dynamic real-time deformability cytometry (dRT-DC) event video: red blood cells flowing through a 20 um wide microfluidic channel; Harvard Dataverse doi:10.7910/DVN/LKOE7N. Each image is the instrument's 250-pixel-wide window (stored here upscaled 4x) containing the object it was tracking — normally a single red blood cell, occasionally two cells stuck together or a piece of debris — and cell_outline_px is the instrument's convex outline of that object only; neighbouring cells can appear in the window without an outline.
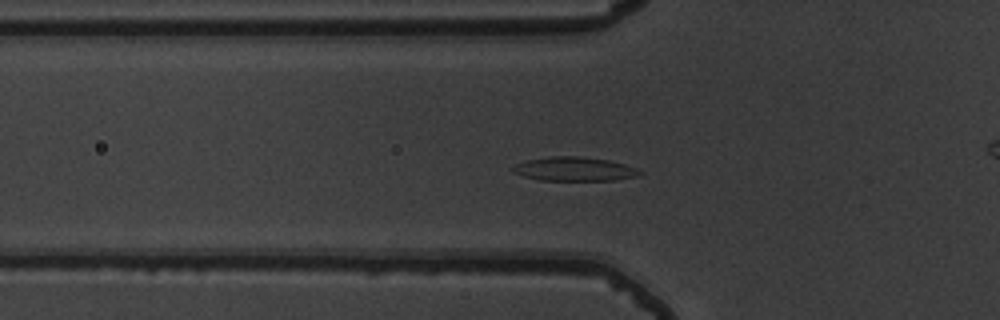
{"species": "common noctule bat (a hibernating species)", "species_latin": "Nyctalus noctula", "temperature_condition": "warm", "stored_images_in_passage": 46, "camera_frame_rate_fps": 3000, "um_per_image_px": 0.085, "animal": {"sex": "male", "body_mass_g": 19.5, "forearm_length_mm": 54.6}, "frame": {"image": 1, "passage_image": 10, "time_ms": 3.0, "image_size_px": [1000, 320], "cell_outline_px": [[644, 172], [636, 176], [616, 180], [540, 180], [524, 176], [512, 172], [512, 168], [516, 164], [528, 160], [552, 156], [580, 156], [608, 160], [624, 164], [636, 168]], "centroid_in_image_um": [48.83, 14.36], "position_along_channel_um": 77.0, "area_um2": 17.57}}
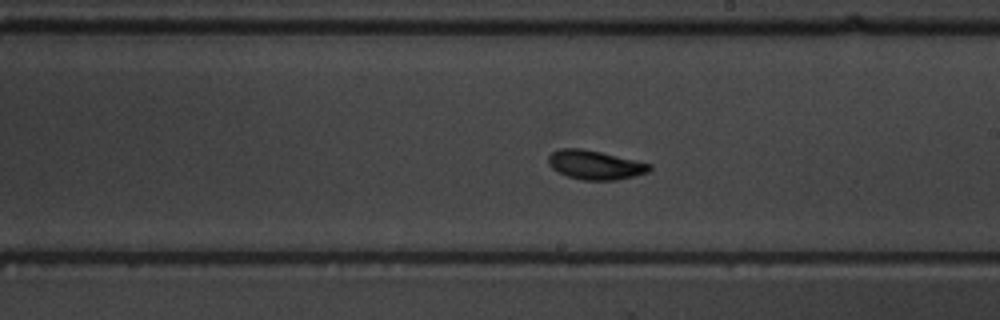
{"frame": {"image": 2, "passage_image": 23, "time_ms": 7.333, "image_size_px": [1000, 320], "cell_outline_px": [[652, 168], [648, 172], [636, 176], [616, 180], [584, 180], [568, 176], [556, 172], [548, 164], [548, 156], [552, 152], [560, 148], [580, 148], [600, 152], [652, 164]], "centroid_in_image_um": [50.57, 14.02], "position_along_channel_um": 238.4, "area_um2": 17.17}}
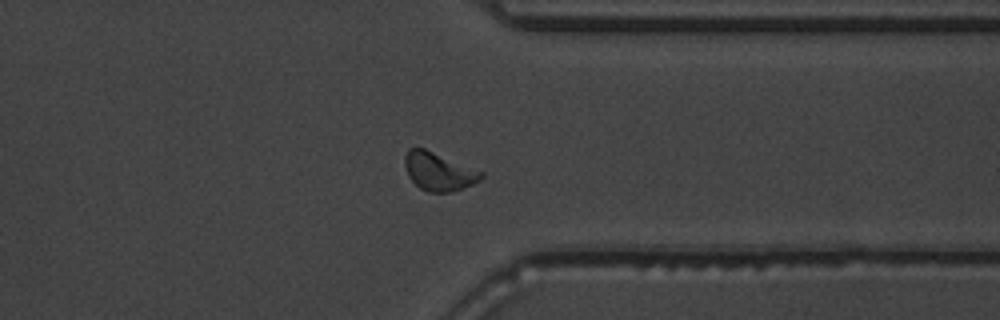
{"frame": {"image": 3, "passage_image": 34, "time_ms": 11.0, "image_size_px": [1000, 320], "cell_outline_px": [[484, 176], [480, 180], [472, 184], [452, 192], [428, 192], [420, 188], [408, 176], [404, 164], [404, 156], [408, 148], [424, 148], [484, 172]], "centroid_in_image_um": [37.28, 14.57], "position_along_channel_um": 374.1, "area_um2": 16.94}, "authors_computed_cell_mechanics": {"area_um2": 16.8776, "velocity_mm_per_s": 3.726, "shape_relaxation_time_tau1_ms": null, "shape_relaxation_time_tau2_ms": 5.7424, "deformation_change_tau1": null, "deformation_change_tau2": 0.0735}}